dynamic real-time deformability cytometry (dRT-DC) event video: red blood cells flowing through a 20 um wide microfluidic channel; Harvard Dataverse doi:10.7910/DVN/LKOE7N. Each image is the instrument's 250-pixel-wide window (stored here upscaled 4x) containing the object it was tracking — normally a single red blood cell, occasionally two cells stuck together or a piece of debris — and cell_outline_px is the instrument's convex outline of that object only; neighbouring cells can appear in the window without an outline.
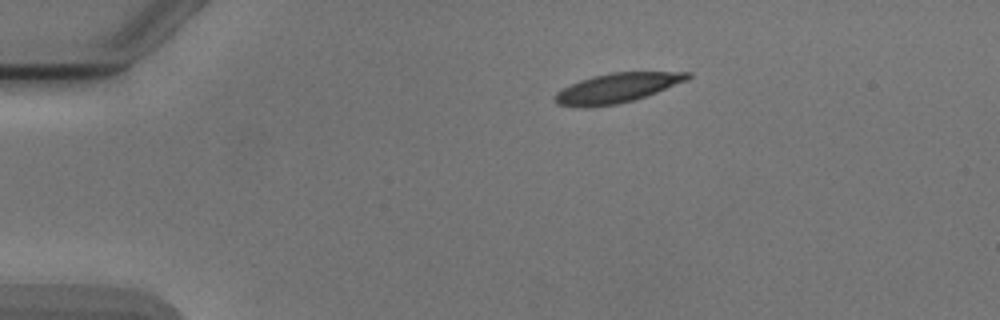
{"species": "Egyptian fruit bat (a non-hibernating species)", "species_latin": "Rousettus aegyptiacus", "temperature_condition": "cold", "stored_images_in_passage": 4, "camera_frame_rate_fps": 3000, "um_per_image_px": 0.085, "animal": {"sex": "male"}, "frame": {"image": 1, "passage_image": 1, "time_ms": 0.0, "image_size_px": [1000, 320], "cell_outline_px": [[692, 76], [688, 80], [656, 92], [632, 100], [616, 104], [556, 104], [556, 92], [580, 80], [592, 76], [608, 72], [692, 72]], "centroid_in_image_um": [52.56, 7.41], "position_along_channel_um": 32.4, "area_um2": 21.73}}
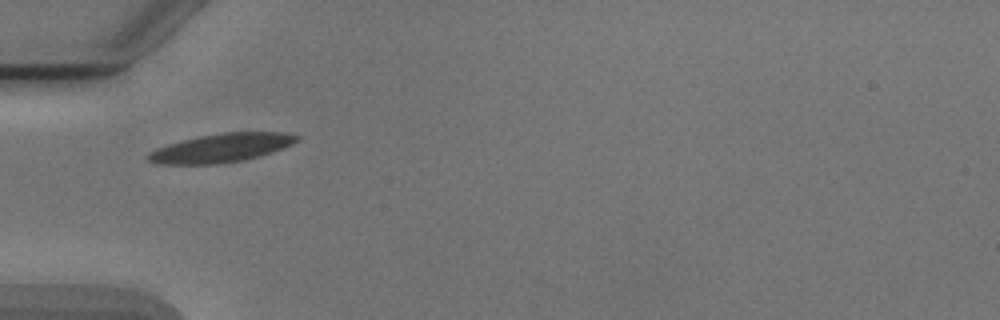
{"frame": {"image": 2, "passage_image": 3, "time_ms": 2.333, "image_size_px": [1000, 320], "cell_outline_px": [[300, 140], [284, 148], [260, 156], [244, 160], [216, 164], [160, 164], [148, 160], [144, 156], [148, 152], [156, 148], [168, 144], [200, 136], [224, 132], [284, 132], [300, 136]], "centroid_in_image_um": [18.82, 12.57], "position_along_channel_um": 66.2, "area_um2": 24.91}}
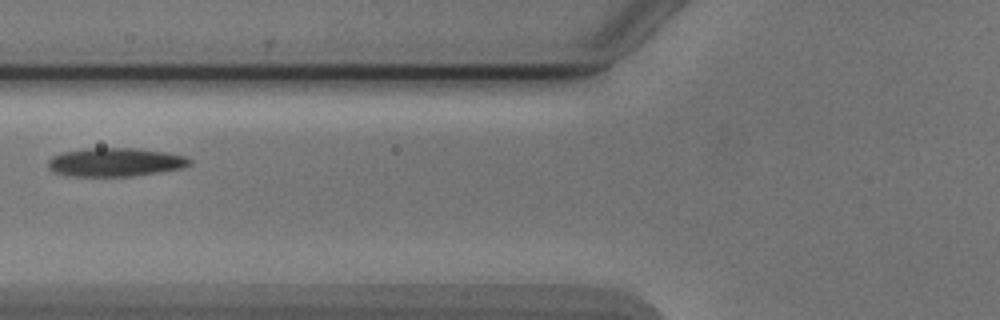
{"frame": {"image": 3, "passage_image": 4, "time_ms": 3.667, "image_size_px": [1000, 320], "cell_outline_px": [[192, 164], [184, 168], [160, 172], [132, 176], [72, 176], [52, 172], [48, 168], [48, 160], [52, 156], [64, 152], [88, 148], [140, 148], [164, 152], [184, 156], [192, 160]], "centroid_in_image_um": [9.81, 13.79], "position_along_channel_um": 116.0, "area_um2": 23.7}}